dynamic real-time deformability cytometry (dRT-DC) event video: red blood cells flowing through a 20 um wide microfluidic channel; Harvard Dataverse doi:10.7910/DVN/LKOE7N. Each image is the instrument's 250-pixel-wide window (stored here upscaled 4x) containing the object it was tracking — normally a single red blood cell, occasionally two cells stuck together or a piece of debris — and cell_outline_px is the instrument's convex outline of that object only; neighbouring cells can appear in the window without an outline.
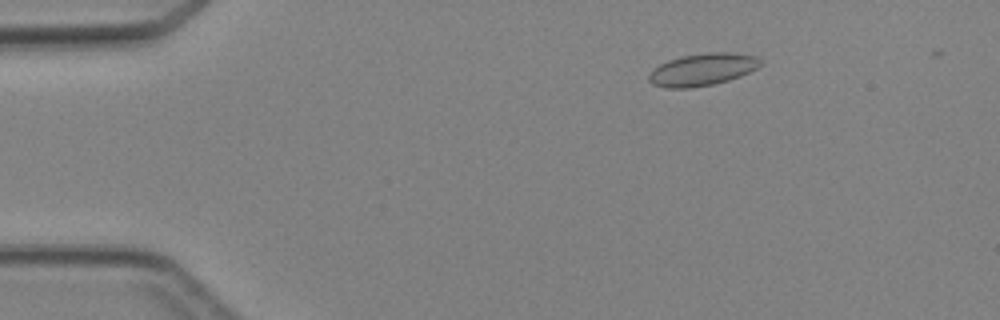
{"species": "Egyptian fruit bat (a non-hibernating species)", "species_latin": "Rousettus aegyptiacus", "temperature_condition": "cold", "stored_images_in_passage": 46, "camera_frame_rate_fps": 3000, "um_per_image_px": 0.085, "animal": {"sex": "female"}, "frame": {"image": 1, "passage_image": 8, "time_ms": 2.333, "image_size_px": [1000, 320], "cell_outline_px": [[764, 64], [740, 76], [728, 80], [712, 84], [688, 88], [668, 88], [652, 84], [648, 80], [648, 76], [660, 64], [668, 60], [680, 56], [704, 52], [732, 52], [756, 56], [764, 60]], "centroid_in_image_um": [59.75, 5.89], "position_along_channel_um": 25.3, "area_um2": 21.04}}
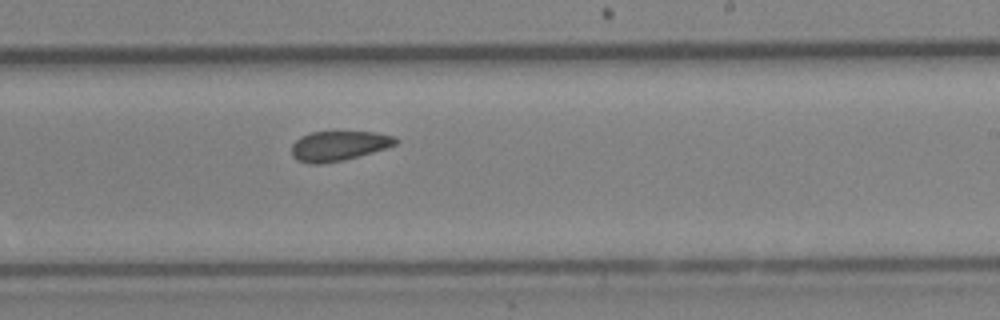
{"frame": {"image": 2, "passage_image": 29, "time_ms": 9.333, "image_size_px": [1000, 320], "cell_outline_px": [[400, 140], [396, 144], [372, 152], [344, 160], [320, 164], [312, 164], [296, 160], [292, 156], [292, 144], [300, 136], [312, 132], [376, 132], [392, 136]], "centroid_in_image_um": [28.76, 12.4], "position_along_channel_um": 260.2, "area_um2": 17.98}}
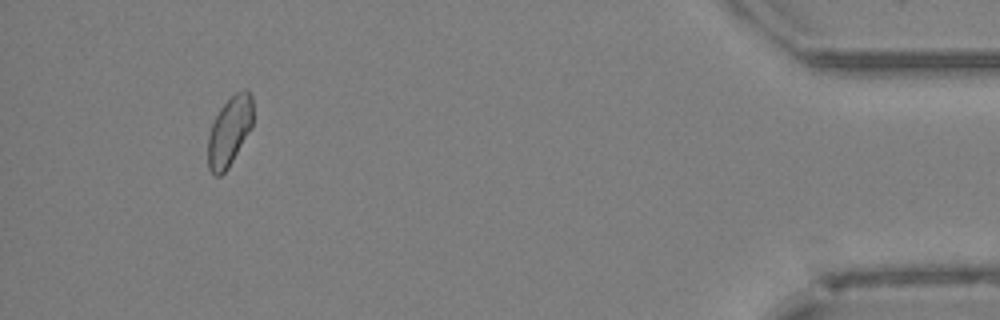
{"frame": {"image": 3, "passage_image": 44, "time_ms": 14.333, "image_size_px": [1000, 320], "cell_outline_px": [[252, 128], [228, 168], [220, 176], [216, 176], [208, 168], [208, 136], [212, 124], [220, 108], [236, 92], [244, 88], [248, 88], [252, 96]], "centroid_in_image_um": [19.52, 11.14], "position_along_channel_um": 415.7, "area_um2": 18.21}}